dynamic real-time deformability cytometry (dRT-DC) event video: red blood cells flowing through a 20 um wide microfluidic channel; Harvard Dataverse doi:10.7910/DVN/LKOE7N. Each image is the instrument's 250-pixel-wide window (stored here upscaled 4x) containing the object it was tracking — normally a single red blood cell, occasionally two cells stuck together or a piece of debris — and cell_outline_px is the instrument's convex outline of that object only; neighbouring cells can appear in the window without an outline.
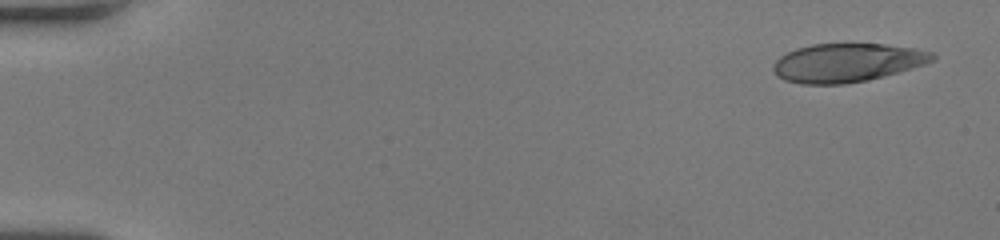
{"species": "human", "species_latin": "Homo sapiens", "temperature_condition": "room temperature", "stored_images_in_passage": 51, "camera_frame_rate_fps": 3000, "um_per_image_px": 0.085, "donor": {"sex": "female"}, "frame": {"image": 1, "passage_image": 1, "time_ms": 0.0, "image_size_px": [1000, 240], "cell_outline_px": [[936, 60], [912, 68], [884, 76], [868, 80], [844, 84], [800, 84], [784, 80], [776, 76], [772, 68], [772, 64], [780, 56], [796, 48], [812, 44], [884, 44], [916, 48], [932, 52], [936, 56]], "centroid_in_image_um": [71.99, 5.33], "position_along_channel_um": 13.0, "area_um2": 36.01}}
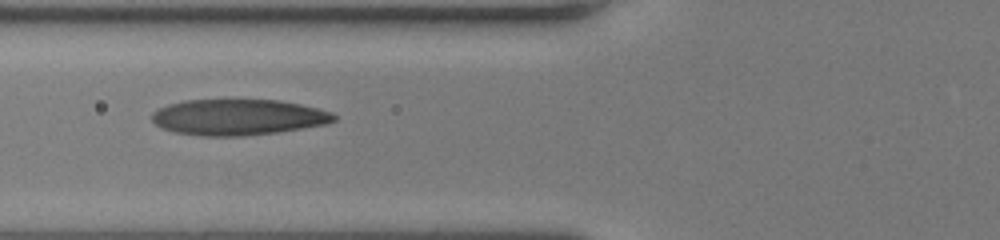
{"frame": {"image": 2, "passage_image": 20, "time_ms": 6.333, "image_size_px": [1000, 240], "cell_outline_px": [[336, 120], [324, 124], [276, 132], [244, 136], [200, 136], [172, 132], [156, 124], [152, 120], [152, 112], [168, 104], [184, 100], [276, 100], [300, 104], [332, 112], [336, 116]], "centroid_in_image_um": [20.2, 9.96], "position_along_channel_um": 105.6, "area_um2": 37.92}}
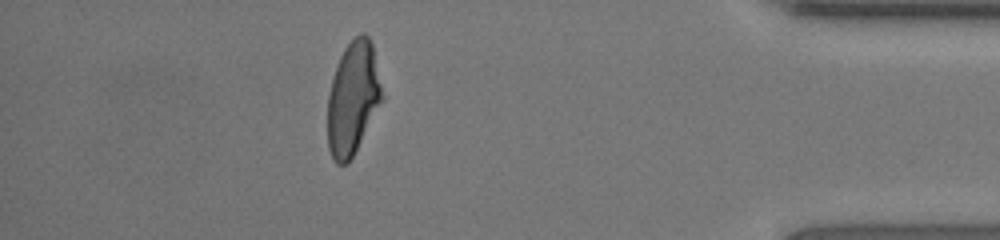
{"frame": {"image": 3, "passage_image": 45, "time_ms": 14.667, "image_size_px": [1000, 240], "cell_outline_px": [[384, 100], [348, 164], [336, 164], [332, 160], [328, 148], [328, 96], [332, 80], [340, 56], [344, 48], [356, 36], [364, 32], [368, 36], [372, 44], [384, 96]], "centroid_in_image_um": [30.01, 8.38], "position_along_channel_um": 405.2, "area_um2": 35.89}, "authors_computed_cell_mechanics": {"area_um2": 37.281, "velocity_mm_per_s": 4.0792, "shape_relaxation_time_tau1_ms": 7.6299, "shape_relaxation_time_tau2_ms": 1.3361, "deformation_change_tau1": 0.2719, "deformation_change_tau2": 0.0894}}